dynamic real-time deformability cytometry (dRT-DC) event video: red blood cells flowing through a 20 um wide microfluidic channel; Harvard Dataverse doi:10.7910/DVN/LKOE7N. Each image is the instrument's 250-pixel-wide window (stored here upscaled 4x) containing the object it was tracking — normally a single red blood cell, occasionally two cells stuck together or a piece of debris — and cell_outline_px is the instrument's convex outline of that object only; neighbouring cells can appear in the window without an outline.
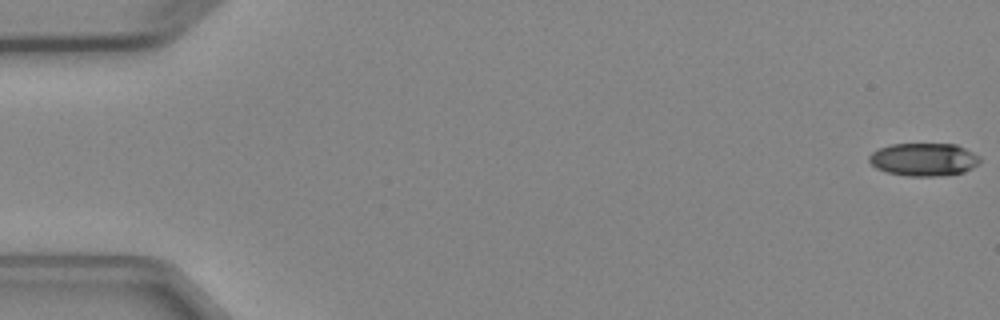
{"species": "Egyptian fruit bat (a non-hibernating species)", "species_latin": "Rousettus aegyptiacus", "temperature_condition": "cold", "stored_images_in_passage": 5, "camera_frame_rate_fps": 3000, "um_per_image_px": 0.085, "animal": {"sex": "female"}, "frame": {"image": 1, "passage_image": 1, "time_ms": 0.0, "image_size_px": [1000, 320], "cell_outline_px": [[980, 160], [972, 168], [964, 172], [940, 176], [908, 176], [888, 172], [876, 168], [868, 160], [868, 156], [872, 152], [880, 148], [892, 144], [956, 144], [980, 156]], "centroid_in_image_um": [78.51, 13.55], "position_along_channel_um": 6.5, "area_um2": 21.15}}
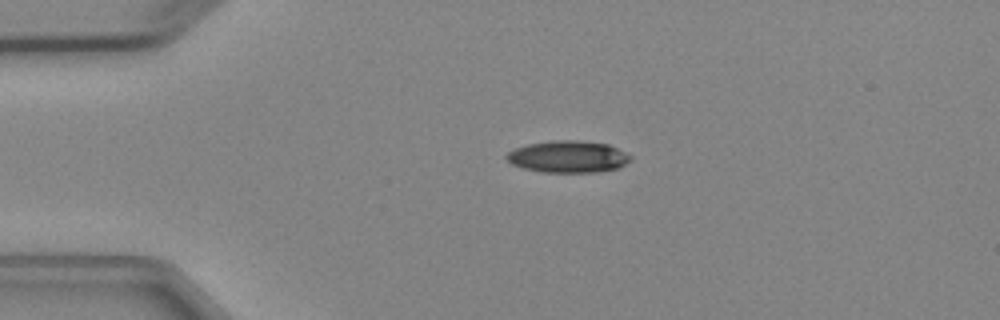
{"frame": {"image": 2, "passage_image": 4, "time_ms": 3.667, "image_size_px": [1000, 320], "cell_outline_px": [[632, 156], [624, 164], [616, 168], [596, 172], [540, 172], [524, 168], [512, 164], [504, 156], [508, 152], [516, 148], [528, 144], [552, 140], [576, 140], [608, 144]], "centroid_in_image_um": [48.24, 13.31], "position_along_channel_um": 36.8, "area_um2": 22.77}}